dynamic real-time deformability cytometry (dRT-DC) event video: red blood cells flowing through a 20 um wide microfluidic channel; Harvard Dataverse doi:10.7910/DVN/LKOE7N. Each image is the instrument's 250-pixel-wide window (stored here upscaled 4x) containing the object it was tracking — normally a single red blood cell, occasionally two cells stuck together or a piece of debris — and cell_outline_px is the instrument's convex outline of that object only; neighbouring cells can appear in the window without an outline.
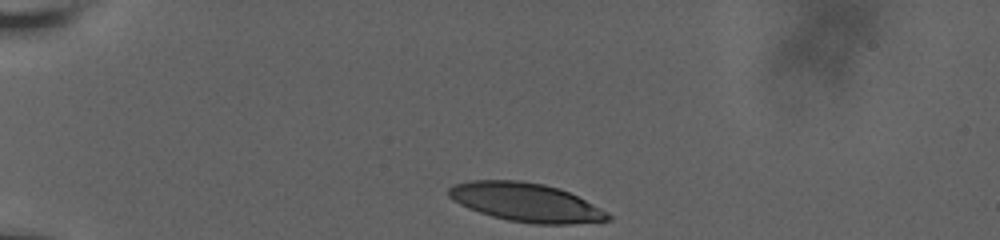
{"species": "human", "species_latin": "Homo sapiens", "temperature_condition": "room temperature", "stored_images_in_passage": 10, "camera_frame_rate_fps": 3000, "um_per_image_px": 0.085, "donor": {"sex": "male"}, "frame": {"image": 1, "passage_image": 1, "time_ms": 0.0, "image_size_px": [1000, 240], "cell_outline_px": [[612, 220], [568, 224], [532, 224], [508, 220], [492, 216], [468, 208], [452, 200], [448, 196], [448, 188], [456, 184], [468, 180], [520, 180], [544, 184], [560, 188], [608, 212], [612, 216]], "centroid_in_image_um": [44.69, 17.19], "position_along_channel_um": 40.3, "area_um2": 35.84}}